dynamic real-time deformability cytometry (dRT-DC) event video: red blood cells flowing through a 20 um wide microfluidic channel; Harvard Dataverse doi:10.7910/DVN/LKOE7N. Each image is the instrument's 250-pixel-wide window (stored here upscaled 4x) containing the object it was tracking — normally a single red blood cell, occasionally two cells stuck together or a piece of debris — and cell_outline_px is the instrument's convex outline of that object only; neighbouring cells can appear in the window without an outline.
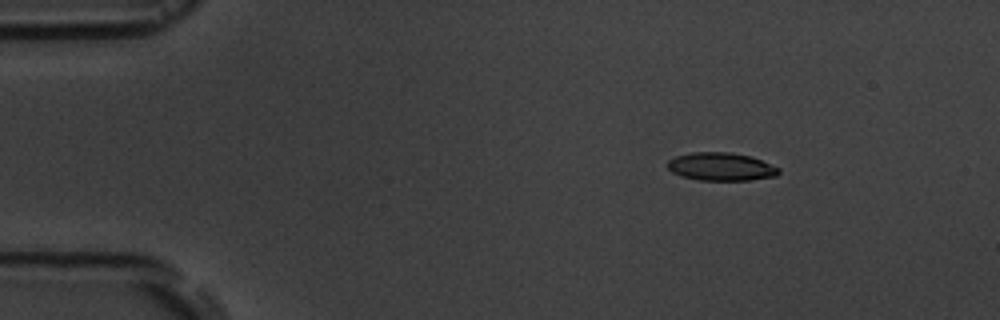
{"species": "common noctule bat (a hibernating species)", "species_latin": "Nyctalus noctula", "temperature_condition": "room temperature", "stored_images_in_passage": 7, "camera_frame_rate_fps": 3000, "um_per_image_px": 0.085, "animal": {"sex": "male", "body_mass_g": 19.5, "forearm_length_mm": 54.6}, "frame": {"image": 1, "passage_image": 1, "time_ms": 0.0, "image_size_px": [1000, 320], "cell_outline_px": [[780, 172], [776, 176], [752, 180], [700, 180], [680, 176], [672, 172], [668, 168], [668, 160], [676, 156], [692, 152], [728, 152], [752, 156], [780, 168]], "centroid_in_image_um": [61.3, 14.16], "position_along_channel_um": 23.7, "area_um2": 18.26}}
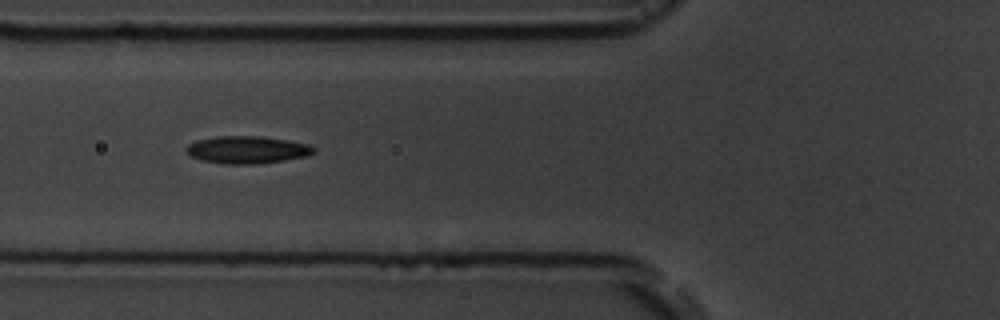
{"frame": {"image": 2, "passage_image": 5, "time_ms": 4.333, "image_size_px": [1000, 320], "cell_outline_px": [[316, 148], [308, 156], [284, 160], [256, 164], [224, 164], [200, 160], [188, 156], [184, 148], [188, 144], [196, 140], [216, 136], [260, 136], [288, 140], [308, 144]], "centroid_in_image_um": [20.94, 12.73], "position_along_channel_um": 104.9, "area_um2": 20.58}}
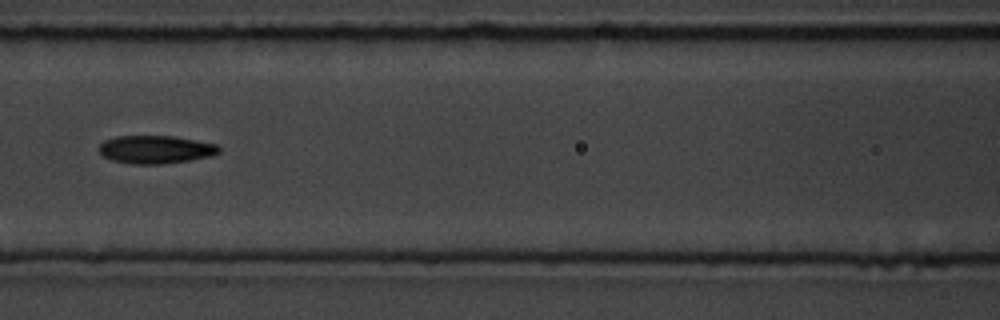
{"frame": {"image": 3, "passage_image": 6, "time_ms": 5.667, "image_size_px": [1000, 320], "cell_outline_px": [[220, 152], [212, 156], [192, 160], [160, 164], [132, 164], [112, 160], [104, 156], [100, 152], [100, 144], [104, 140], [116, 136], [172, 136], [196, 140], [216, 144], [220, 148]], "centroid_in_image_um": [13.25, 12.71], "position_along_channel_um": 153.4, "area_um2": 19.59}}